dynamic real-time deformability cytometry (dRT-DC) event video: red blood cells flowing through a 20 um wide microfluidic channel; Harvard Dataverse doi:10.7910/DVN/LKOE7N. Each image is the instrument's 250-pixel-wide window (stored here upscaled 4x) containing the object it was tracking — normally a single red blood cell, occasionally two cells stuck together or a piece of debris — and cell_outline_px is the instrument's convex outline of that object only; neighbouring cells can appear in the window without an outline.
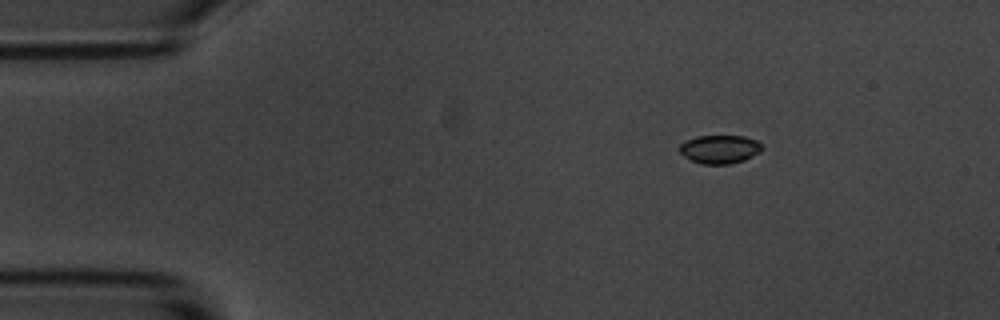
{"species": "common noctule bat (a hibernating species)", "species_latin": "Nyctalus noctula", "temperature_condition": "room temperature", "stored_images_in_passage": 3, "camera_frame_rate_fps": 3000, "um_per_image_px": 0.085, "animal": {"sex": "male", "body_mass_g": 20.1, "forearm_length_mm": 53.5}, "frame": {"image": 1, "passage_image": 1, "time_ms": 0.0, "image_size_px": [1000, 320], "cell_outline_px": [[764, 148], [760, 152], [744, 160], [728, 164], [700, 164], [684, 156], [676, 148], [684, 140], [696, 136], [744, 136], [756, 140]], "centroid_in_image_um": [61.14, 12.68], "position_along_channel_um": 23.9, "area_um2": 13.81}}
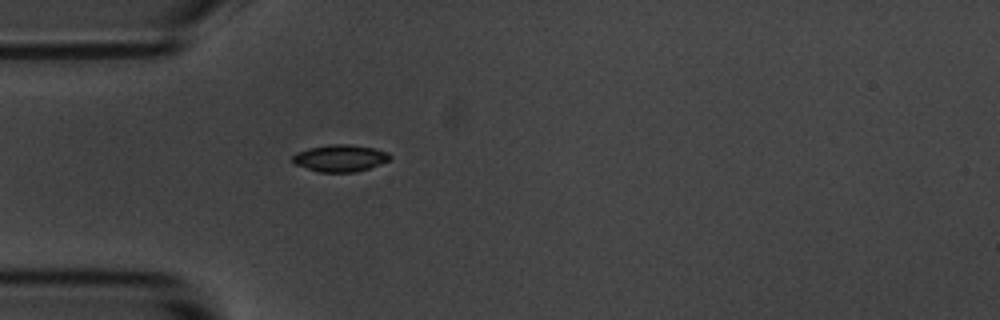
{"frame": {"image": 2, "passage_image": 3, "time_ms": 2.667, "image_size_px": [1000, 320], "cell_outline_px": [[392, 156], [388, 160], [380, 164], [356, 172], [320, 172], [296, 164], [292, 160], [292, 156], [296, 152], [308, 148], [332, 144], [348, 144], [376, 148], [388, 152]], "centroid_in_image_um": [28.93, 13.43], "position_along_channel_um": 56.1, "area_um2": 15.2}}